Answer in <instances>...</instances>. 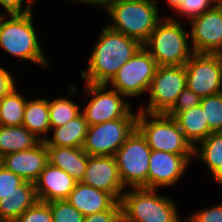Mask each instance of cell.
<instances>
[{
  "instance_id": "cell-1",
  "label": "cell",
  "mask_w": 222,
  "mask_h": 222,
  "mask_svg": "<svg viewBox=\"0 0 222 222\" xmlns=\"http://www.w3.org/2000/svg\"><path fill=\"white\" fill-rule=\"evenodd\" d=\"M100 35L89 58L87 71H81L86 83L107 84L120 67L143 46L138 40L108 26L102 29Z\"/></svg>"
},
{
  "instance_id": "cell-2",
  "label": "cell",
  "mask_w": 222,
  "mask_h": 222,
  "mask_svg": "<svg viewBox=\"0 0 222 222\" xmlns=\"http://www.w3.org/2000/svg\"><path fill=\"white\" fill-rule=\"evenodd\" d=\"M183 29L176 18H161L143 44L158 66H182L193 55L188 45L189 33Z\"/></svg>"
},
{
  "instance_id": "cell-3",
  "label": "cell",
  "mask_w": 222,
  "mask_h": 222,
  "mask_svg": "<svg viewBox=\"0 0 222 222\" xmlns=\"http://www.w3.org/2000/svg\"><path fill=\"white\" fill-rule=\"evenodd\" d=\"M158 1L107 2L105 8L112 18V30L138 40L142 45L161 20Z\"/></svg>"
},
{
  "instance_id": "cell-4",
  "label": "cell",
  "mask_w": 222,
  "mask_h": 222,
  "mask_svg": "<svg viewBox=\"0 0 222 222\" xmlns=\"http://www.w3.org/2000/svg\"><path fill=\"white\" fill-rule=\"evenodd\" d=\"M32 12L25 14H0V47L20 60H29L47 66V59L40 47Z\"/></svg>"
},
{
  "instance_id": "cell-5",
  "label": "cell",
  "mask_w": 222,
  "mask_h": 222,
  "mask_svg": "<svg viewBox=\"0 0 222 222\" xmlns=\"http://www.w3.org/2000/svg\"><path fill=\"white\" fill-rule=\"evenodd\" d=\"M156 189L132 188L122 194V222H183L174 202L157 196Z\"/></svg>"
},
{
  "instance_id": "cell-6",
  "label": "cell",
  "mask_w": 222,
  "mask_h": 222,
  "mask_svg": "<svg viewBox=\"0 0 222 222\" xmlns=\"http://www.w3.org/2000/svg\"><path fill=\"white\" fill-rule=\"evenodd\" d=\"M152 117L153 120L147 119ZM137 129L146 138L152 150L164 151L182 156H194V147L185 138L176 120L165 113L138 111Z\"/></svg>"
},
{
  "instance_id": "cell-7",
  "label": "cell",
  "mask_w": 222,
  "mask_h": 222,
  "mask_svg": "<svg viewBox=\"0 0 222 222\" xmlns=\"http://www.w3.org/2000/svg\"><path fill=\"white\" fill-rule=\"evenodd\" d=\"M151 148L136 128L115 154L119 174L126 188H148Z\"/></svg>"
},
{
  "instance_id": "cell-8",
  "label": "cell",
  "mask_w": 222,
  "mask_h": 222,
  "mask_svg": "<svg viewBox=\"0 0 222 222\" xmlns=\"http://www.w3.org/2000/svg\"><path fill=\"white\" fill-rule=\"evenodd\" d=\"M158 68L157 62L142 46L124 63L107 83L126 97L137 96L149 90Z\"/></svg>"
},
{
  "instance_id": "cell-9",
  "label": "cell",
  "mask_w": 222,
  "mask_h": 222,
  "mask_svg": "<svg viewBox=\"0 0 222 222\" xmlns=\"http://www.w3.org/2000/svg\"><path fill=\"white\" fill-rule=\"evenodd\" d=\"M137 128V118H119L88 127L83 150L89 156H115Z\"/></svg>"
},
{
  "instance_id": "cell-10",
  "label": "cell",
  "mask_w": 222,
  "mask_h": 222,
  "mask_svg": "<svg viewBox=\"0 0 222 222\" xmlns=\"http://www.w3.org/2000/svg\"><path fill=\"white\" fill-rule=\"evenodd\" d=\"M107 84H86V92L93 97L82 112L89 126L104 123L119 118H137L129 108L128 102L122 99L125 97L115 89L106 91Z\"/></svg>"
},
{
  "instance_id": "cell-11",
  "label": "cell",
  "mask_w": 222,
  "mask_h": 222,
  "mask_svg": "<svg viewBox=\"0 0 222 222\" xmlns=\"http://www.w3.org/2000/svg\"><path fill=\"white\" fill-rule=\"evenodd\" d=\"M186 87L184 65L158 66L148 90L149 103L145 109L142 107L139 110L150 114L166 113Z\"/></svg>"
},
{
  "instance_id": "cell-12",
  "label": "cell",
  "mask_w": 222,
  "mask_h": 222,
  "mask_svg": "<svg viewBox=\"0 0 222 222\" xmlns=\"http://www.w3.org/2000/svg\"><path fill=\"white\" fill-rule=\"evenodd\" d=\"M184 67L187 88L201 99L221 92L222 58L219 54L193 53Z\"/></svg>"
},
{
  "instance_id": "cell-13",
  "label": "cell",
  "mask_w": 222,
  "mask_h": 222,
  "mask_svg": "<svg viewBox=\"0 0 222 222\" xmlns=\"http://www.w3.org/2000/svg\"><path fill=\"white\" fill-rule=\"evenodd\" d=\"M189 37L194 53L219 54L222 51V7H212L193 18Z\"/></svg>"
},
{
  "instance_id": "cell-14",
  "label": "cell",
  "mask_w": 222,
  "mask_h": 222,
  "mask_svg": "<svg viewBox=\"0 0 222 222\" xmlns=\"http://www.w3.org/2000/svg\"><path fill=\"white\" fill-rule=\"evenodd\" d=\"M83 184L110 193L117 201L121 200L126 189L123 186L115 156H89L81 181Z\"/></svg>"
},
{
  "instance_id": "cell-15",
  "label": "cell",
  "mask_w": 222,
  "mask_h": 222,
  "mask_svg": "<svg viewBox=\"0 0 222 222\" xmlns=\"http://www.w3.org/2000/svg\"><path fill=\"white\" fill-rule=\"evenodd\" d=\"M48 163L49 150L44 140L31 149L10 153L0 158V165L31 183H35Z\"/></svg>"
},
{
  "instance_id": "cell-16",
  "label": "cell",
  "mask_w": 222,
  "mask_h": 222,
  "mask_svg": "<svg viewBox=\"0 0 222 222\" xmlns=\"http://www.w3.org/2000/svg\"><path fill=\"white\" fill-rule=\"evenodd\" d=\"M192 156H182L151 150L148 170V188L170 186L183 176Z\"/></svg>"
},
{
  "instance_id": "cell-17",
  "label": "cell",
  "mask_w": 222,
  "mask_h": 222,
  "mask_svg": "<svg viewBox=\"0 0 222 222\" xmlns=\"http://www.w3.org/2000/svg\"><path fill=\"white\" fill-rule=\"evenodd\" d=\"M76 183L67 172L49 162L34 183L37 199L43 202L67 199Z\"/></svg>"
},
{
  "instance_id": "cell-18",
  "label": "cell",
  "mask_w": 222,
  "mask_h": 222,
  "mask_svg": "<svg viewBox=\"0 0 222 222\" xmlns=\"http://www.w3.org/2000/svg\"><path fill=\"white\" fill-rule=\"evenodd\" d=\"M67 200L84 216L106 210H122L120 202L110 193L95 189L82 182L76 183Z\"/></svg>"
},
{
  "instance_id": "cell-19",
  "label": "cell",
  "mask_w": 222,
  "mask_h": 222,
  "mask_svg": "<svg viewBox=\"0 0 222 222\" xmlns=\"http://www.w3.org/2000/svg\"><path fill=\"white\" fill-rule=\"evenodd\" d=\"M49 162L67 172L77 182H81L86 171L88 154L82 147L47 146Z\"/></svg>"
},
{
  "instance_id": "cell-20",
  "label": "cell",
  "mask_w": 222,
  "mask_h": 222,
  "mask_svg": "<svg viewBox=\"0 0 222 222\" xmlns=\"http://www.w3.org/2000/svg\"><path fill=\"white\" fill-rule=\"evenodd\" d=\"M37 200L34 183L25 181L6 199H0V221L14 222Z\"/></svg>"
},
{
  "instance_id": "cell-21",
  "label": "cell",
  "mask_w": 222,
  "mask_h": 222,
  "mask_svg": "<svg viewBox=\"0 0 222 222\" xmlns=\"http://www.w3.org/2000/svg\"><path fill=\"white\" fill-rule=\"evenodd\" d=\"M173 118L193 147L196 145L195 143H199L211 134L208 123L205 120L204 110L200 104L178 112Z\"/></svg>"
},
{
  "instance_id": "cell-22",
  "label": "cell",
  "mask_w": 222,
  "mask_h": 222,
  "mask_svg": "<svg viewBox=\"0 0 222 222\" xmlns=\"http://www.w3.org/2000/svg\"><path fill=\"white\" fill-rule=\"evenodd\" d=\"M88 123L85 119L84 114L81 112L74 119L70 120L63 126L53 129V138L49 139L44 137L43 140L47 146H66L80 148L83 147L87 130Z\"/></svg>"
},
{
  "instance_id": "cell-23",
  "label": "cell",
  "mask_w": 222,
  "mask_h": 222,
  "mask_svg": "<svg viewBox=\"0 0 222 222\" xmlns=\"http://www.w3.org/2000/svg\"><path fill=\"white\" fill-rule=\"evenodd\" d=\"M41 140L22 126L0 125V158L36 146Z\"/></svg>"
},
{
  "instance_id": "cell-24",
  "label": "cell",
  "mask_w": 222,
  "mask_h": 222,
  "mask_svg": "<svg viewBox=\"0 0 222 222\" xmlns=\"http://www.w3.org/2000/svg\"><path fill=\"white\" fill-rule=\"evenodd\" d=\"M22 125L40 140L38 134L48 133L51 130L47 99H33L26 101Z\"/></svg>"
},
{
  "instance_id": "cell-25",
  "label": "cell",
  "mask_w": 222,
  "mask_h": 222,
  "mask_svg": "<svg viewBox=\"0 0 222 222\" xmlns=\"http://www.w3.org/2000/svg\"><path fill=\"white\" fill-rule=\"evenodd\" d=\"M26 101L16 87L4 96L0 100V125L22 126Z\"/></svg>"
},
{
  "instance_id": "cell-26",
  "label": "cell",
  "mask_w": 222,
  "mask_h": 222,
  "mask_svg": "<svg viewBox=\"0 0 222 222\" xmlns=\"http://www.w3.org/2000/svg\"><path fill=\"white\" fill-rule=\"evenodd\" d=\"M200 146H194L195 160L201 159L211 174L222 164V132L211 133L206 139L199 142ZM199 154L198 156L196 154Z\"/></svg>"
},
{
  "instance_id": "cell-27",
  "label": "cell",
  "mask_w": 222,
  "mask_h": 222,
  "mask_svg": "<svg viewBox=\"0 0 222 222\" xmlns=\"http://www.w3.org/2000/svg\"><path fill=\"white\" fill-rule=\"evenodd\" d=\"M51 128L65 125L81 113L79 106L67 98L48 100Z\"/></svg>"
},
{
  "instance_id": "cell-28",
  "label": "cell",
  "mask_w": 222,
  "mask_h": 222,
  "mask_svg": "<svg viewBox=\"0 0 222 222\" xmlns=\"http://www.w3.org/2000/svg\"><path fill=\"white\" fill-rule=\"evenodd\" d=\"M200 105L211 133L222 132V93L202 98Z\"/></svg>"
},
{
  "instance_id": "cell-29",
  "label": "cell",
  "mask_w": 222,
  "mask_h": 222,
  "mask_svg": "<svg viewBox=\"0 0 222 222\" xmlns=\"http://www.w3.org/2000/svg\"><path fill=\"white\" fill-rule=\"evenodd\" d=\"M53 222H83L84 215L72 206L67 199L48 202Z\"/></svg>"
},
{
  "instance_id": "cell-30",
  "label": "cell",
  "mask_w": 222,
  "mask_h": 222,
  "mask_svg": "<svg viewBox=\"0 0 222 222\" xmlns=\"http://www.w3.org/2000/svg\"><path fill=\"white\" fill-rule=\"evenodd\" d=\"M14 222H53L49 203L37 200Z\"/></svg>"
},
{
  "instance_id": "cell-31",
  "label": "cell",
  "mask_w": 222,
  "mask_h": 222,
  "mask_svg": "<svg viewBox=\"0 0 222 222\" xmlns=\"http://www.w3.org/2000/svg\"><path fill=\"white\" fill-rule=\"evenodd\" d=\"M201 98L189 88H185L177 97L174 105L165 113L174 117L178 112L188 110L200 104Z\"/></svg>"
},
{
  "instance_id": "cell-32",
  "label": "cell",
  "mask_w": 222,
  "mask_h": 222,
  "mask_svg": "<svg viewBox=\"0 0 222 222\" xmlns=\"http://www.w3.org/2000/svg\"><path fill=\"white\" fill-rule=\"evenodd\" d=\"M25 181L13 172L0 165V199L7 198Z\"/></svg>"
},
{
  "instance_id": "cell-33",
  "label": "cell",
  "mask_w": 222,
  "mask_h": 222,
  "mask_svg": "<svg viewBox=\"0 0 222 222\" xmlns=\"http://www.w3.org/2000/svg\"><path fill=\"white\" fill-rule=\"evenodd\" d=\"M211 8L212 6L208 0H183L174 11L193 19Z\"/></svg>"
},
{
  "instance_id": "cell-34",
  "label": "cell",
  "mask_w": 222,
  "mask_h": 222,
  "mask_svg": "<svg viewBox=\"0 0 222 222\" xmlns=\"http://www.w3.org/2000/svg\"><path fill=\"white\" fill-rule=\"evenodd\" d=\"M187 222H222V204L199 210L189 217Z\"/></svg>"
},
{
  "instance_id": "cell-35",
  "label": "cell",
  "mask_w": 222,
  "mask_h": 222,
  "mask_svg": "<svg viewBox=\"0 0 222 222\" xmlns=\"http://www.w3.org/2000/svg\"><path fill=\"white\" fill-rule=\"evenodd\" d=\"M83 222H122V210H106L84 216Z\"/></svg>"
},
{
  "instance_id": "cell-36",
  "label": "cell",
  "mask_w": 222,
  "mask_h": 222,
  "mask_svg": "<svg viewBox=\"0 0 222 222\" xmlns=\"http://www.w3.org/2000/svg\"><path fill=\"white\" fill-rule=\"evenodd\" d=\"M33 1L34 0H29L25 9L23 8V0H0V5H2L9 14H25L32 12Z\"/></svg>"
},
{
  "instance_id": "cell-37",
  "label": "cell",
  "mask_w": 222,
  "mask_h": 222,
  "mask_svg": "<svg viewBox=\"0 0 222 222\" xmlns=\"http://www.w3.org/2000/svg\"><path fill=\"white\" fill-rule=\"evenodd\" d=\"M15 85L12 75L6 69L0 67V100L15 88Z\"/></svg>"
},
{
  "instance_id": "cell-38",
  "label": "cell",
  "mask_w": 222,
  "mask_h": 222,
  "mask_svg": "<svg viewBox=\"0 0 222 222\" xmlns=\"http://www.w3.org/2000/svg\"><path fill=\"white\" fill-rule=\"evenodd\" d=\"M211 175L213 177V180L218 182V184H222V164H220L219 167Z\"/></svg>"
},
{
  "instance_id": "cell-39",
  "label": "cell",
  "mask_w": 222,
  "mask_h": 222,
  "mask_svg": "<svg viewBox=\"0 0 222 222\" xmlns=\"http://www.w3.org/2000/svg\"><path fill=\"white\" fill-rule=\"evenodd\" d=\"M74 2L75 1H78V2H83V3H89V4H94V5H103V7H105L106 6V4H107V2H108V0H73Z\"/></svg>"
},
{
  "instance_id": "cell-40",
  "label": "cell",
  "mask_w": 222,
  "mask_h": 222,
  "mask_svg": "<svg viewBox=\"0 0 222 222\" xmlns=\"http://www.w3.org/2000/svg\"><path fill=\"white\" fill-rule=\"evenodd\" d=\"M169 6L172 7V9H176L178 5L183 1V0H166Z\"/></svg>"
},
{
  "instance_id": "cell-41",
  "label": "cell",
  "mask_w": 222,
  "mask_h": 222,
  "mask_svg": "<svg viewBox=\"0 0 222 222\" xmlns=\"http://www.w3.org/2000/svg\"><path fill=\"white\" fill-rule=\"evenodd\" d=\"M212 7H222V0H208Z\"/></svg>"
},
{
  "instance_id": "cell-42",
  "label": "cell",
  "mask_w": 222,
  "mask_h": 222,
  "mask_svg": "<svg viewBox=\"0 0 222 222\" xmlns=\"http://www.w3.org/2000/svg\"><path fill=\"white\" fill-rule=\"evenodd\" d=\"M128 1H157V0H108V2H128Z\"/></svg>"
}]
</instances>
